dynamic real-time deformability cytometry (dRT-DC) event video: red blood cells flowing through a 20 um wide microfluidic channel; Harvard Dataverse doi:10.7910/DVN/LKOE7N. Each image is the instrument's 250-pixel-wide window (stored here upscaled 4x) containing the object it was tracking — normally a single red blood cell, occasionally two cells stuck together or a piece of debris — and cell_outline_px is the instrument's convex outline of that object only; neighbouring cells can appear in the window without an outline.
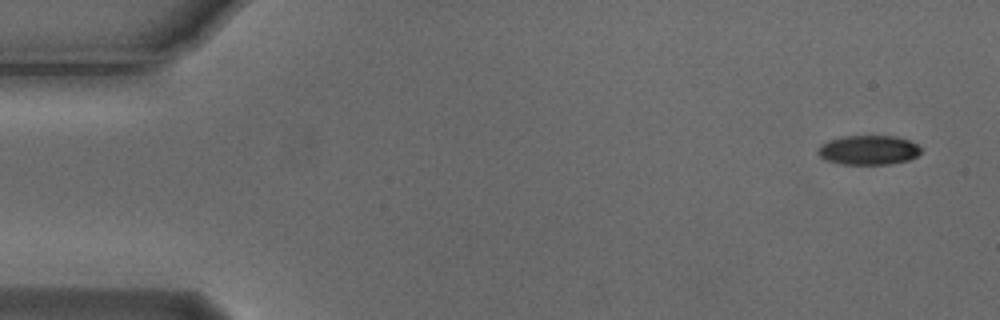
{"species": "Egyptian fruit bat (a non-hibernating species)", "species_latin": "Rousettus aegyptiacus", "temperature_condition": "cold", "stored_images_in_passage": 6, "camera_frame_rate_fps": 3000, "um_per_image_px": 0.085, "animal": {"sex": "male"}, "frame": {"image": 1, "passage_image": 1, "time_ms": 0.0, "image_size_px": [1000, 320], "cell_outline_px": [[920, 152], [916, 156], [908, 160], [888, 164], [840, 164], [824, 160], [816, 152], [820, 144], [828, 140], [844, 136], [896, 136], [908, 140], [916, 144], [920, 148]], "centroid_in_image_um": [73.76, 12.75], "position_along_channel_um": 11.2, "area_um2": 17.69}}
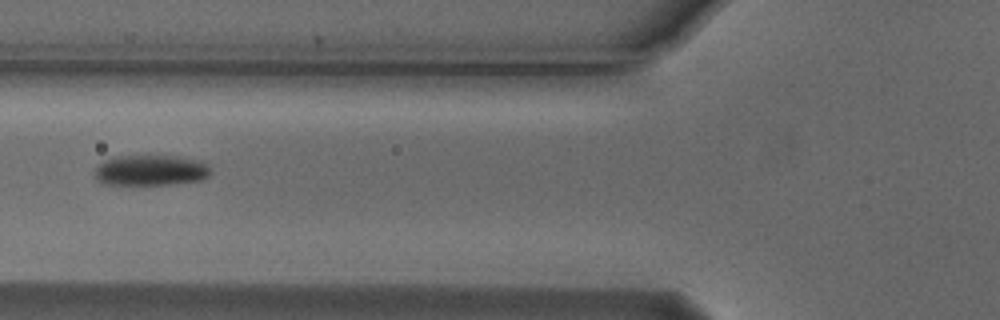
{"frame": {"image": 2, "passage_image": 6, "time_ms": 1.667, "image_size_px": [1000, 320], "cell_outline_px": [[212, 172], [204, 180], [172, 184], [104, 184], [96, 180], [96, 168], [104, 160], [120, 156], [176, 156], [204, 160], [208, 164]], "centroid_in_image_um": [12.9, 14.47], "position_along_channel_um": 112.9, "area_um2": 20.81}}